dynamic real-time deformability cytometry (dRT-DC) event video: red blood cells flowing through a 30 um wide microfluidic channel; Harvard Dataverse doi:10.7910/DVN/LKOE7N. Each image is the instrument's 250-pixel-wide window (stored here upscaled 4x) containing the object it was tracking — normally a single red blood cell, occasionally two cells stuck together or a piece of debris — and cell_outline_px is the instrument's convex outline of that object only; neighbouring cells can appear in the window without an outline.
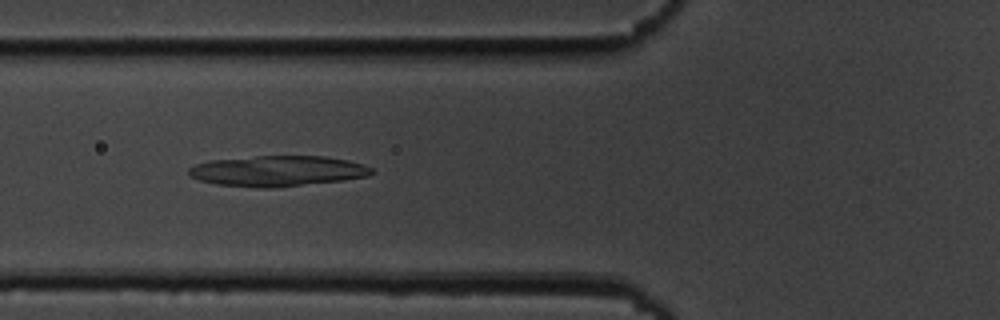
{"species": "common noctule bat (a hibernating species)", "species_latin": "Nyctalus noctula", "temperature_condition": "cold", "stored_images_in_passage": 54, "camera_frame_rate_fps": 3000, "um_per_image_px": 0.085, "animal": {"sex": "male", "body_mass_g": 19.5, "forearm_length_mm": 54.6}, "frame": {"image": 1, "passage_image": 20, "time_ms": 6.333, "image_size_px": [1000, 320], "cell_outline_px": [[372, 172], [368, 176], [344, 180], [272, 188], [260, 188], [216, 184], [200, 180], [188, 176], [188, 168], [196, 164], [212, 160], [256, 156], [324, 156], [348, 160], [364, 164], [372, 168]], "centroid_in_image_um": [23.58, 14.53], "position_along_channel_um": 102.2, "area_um2": 32.6}}
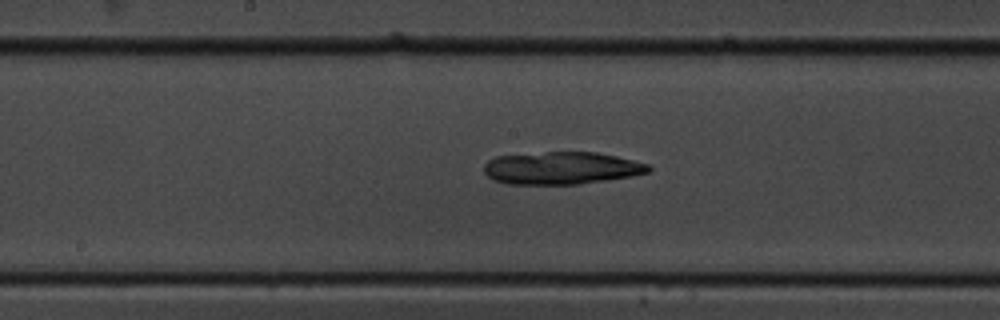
{"frame": {"image": 2, "passage_image": 28, "time_ms": 9.0, "image_size_px": [1000, 320], "cell_outline_px": [[652, 168], [648, 172], [632, 176], [580, 184], [508, 184], [492, 180], [484, 172], [484, 164], [488, 160], [496, 156], [544, 152], [596, 152], [616, 156], [648, 164]], "centroid_in_image_um": [47.7, 14.29], "position_along_channel_um": 200.5, "area_um2": 31.21}}
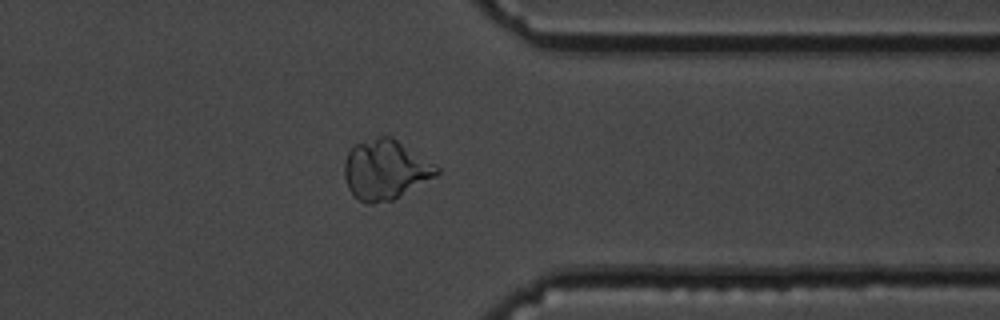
{"frame": {"image": 3, "passage_image": 43, "time_ms": 14.0, "image_size_px": [1000, 320], "cell_outline_px": [[440, 172], [436, 176], [392, 200], [372, 204], [364, 204], [356, 200], [348, 188], [344, 176], [344, 164], [348, 152], [356, 144], [380, 136], [392, 136], [440, 168]], "centroid_in_image_um": [32.73, 14.45], "position_along_channel_um": 378.7, "area_um2": 32.02}}